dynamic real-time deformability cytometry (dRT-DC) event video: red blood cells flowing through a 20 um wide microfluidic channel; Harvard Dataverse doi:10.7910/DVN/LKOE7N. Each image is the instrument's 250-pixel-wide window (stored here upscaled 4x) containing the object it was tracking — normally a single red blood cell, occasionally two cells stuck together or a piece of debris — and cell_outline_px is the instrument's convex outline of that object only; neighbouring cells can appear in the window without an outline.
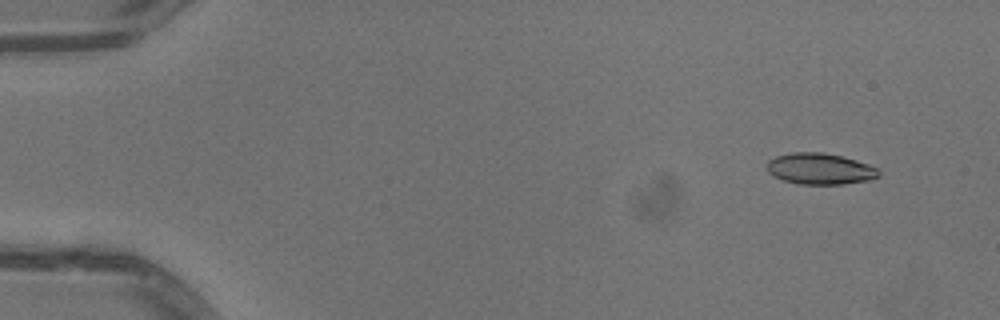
{"species": "common noctule bat (a hibernating species)", "species_latin": "Nyctalus noctula", "temperature_condition": "warm", "stored_images_in_passage": 52, "camera_frame_rate_fps": 3000, "um_per_image_px": 0.085, "animal": {"sex": "male", "body_mass_g": 13.3}, "frame": {"image": 1, "passage_image": 5, "time_ms": 1.333, "image_size_px": [1000, 320], "cell_outline_px": [[880, 176], [868, 180], [844, 184], [800, 184], [784, 180], [772, 176], [768, 172], [768, 160], [776, 156], [792, 152], [824, 152], [856, 160], [880, 168]], "centroid_in_image_um": [69.72, 14.34], "position_along_channel_um": 15.3, "area_um2": 20.4}}
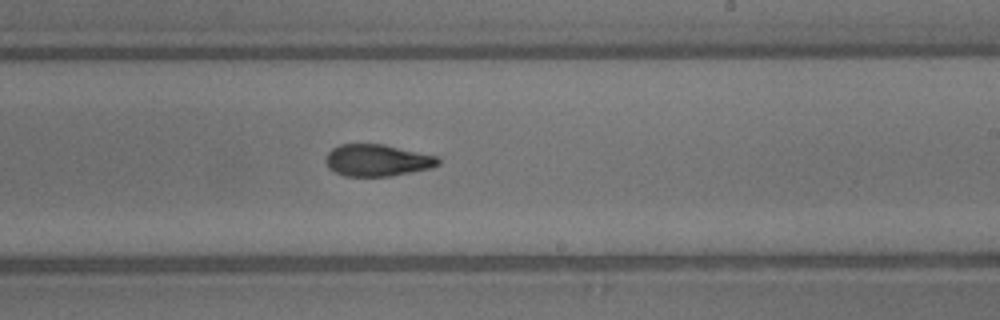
{"frame": {"image": 2, "passage_image": 32, "time_ms": 10.333, "image_size_px": [1000, 320], "cell_outline_px": [[440, 164], [432, 168], [392, 176], [344, 176], [328, 168], [324, 160], [328, 152], [332, 148], [340, 144], [384, 144], [440, 156]], "centroid_in_image_um": [32.1, 13.62], "position_along_channel_um": 256.9, "area_um2": 21.21}}
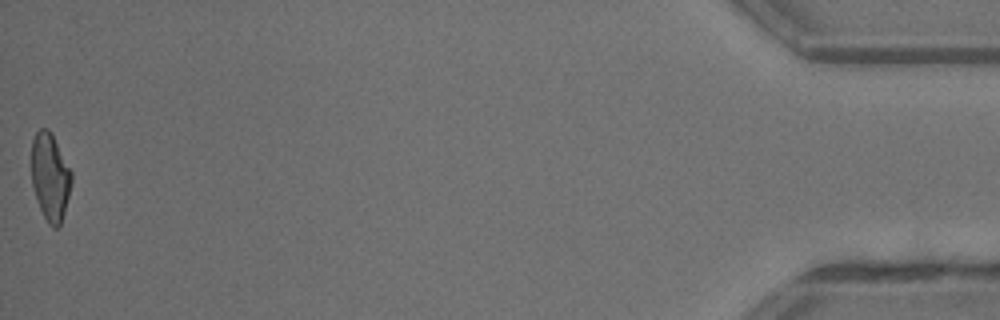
{"frame": {"image": 3, "passage_image": 52, "time_ms": 17.0, "image_size_px": [1000, 320], "cell_outline_px": [[72, 180], [64, 212], [60, 224], [56, 228], [52, 228], [48, 224], [36, 200], [32, 184], [32, 140], [36, 132], [40, 128], [48, 128], [72, 172]], "centroid_in_image_um": [4.25, 15.05], "position_along_channel_um": 430.9, "area_um2": 20.11}, "authors_computed_cell_mechanics": {"area_um2": 21.0103, "velocity_mm_per_s": 4.0772, "shape_relaxation_time_tau1_ms": 8.1154, "shape_relaxation_time_tau2_ms": 2.753, "deformation_change_tau1": 0.234, "deformation_change_tau2": 0.1072}}